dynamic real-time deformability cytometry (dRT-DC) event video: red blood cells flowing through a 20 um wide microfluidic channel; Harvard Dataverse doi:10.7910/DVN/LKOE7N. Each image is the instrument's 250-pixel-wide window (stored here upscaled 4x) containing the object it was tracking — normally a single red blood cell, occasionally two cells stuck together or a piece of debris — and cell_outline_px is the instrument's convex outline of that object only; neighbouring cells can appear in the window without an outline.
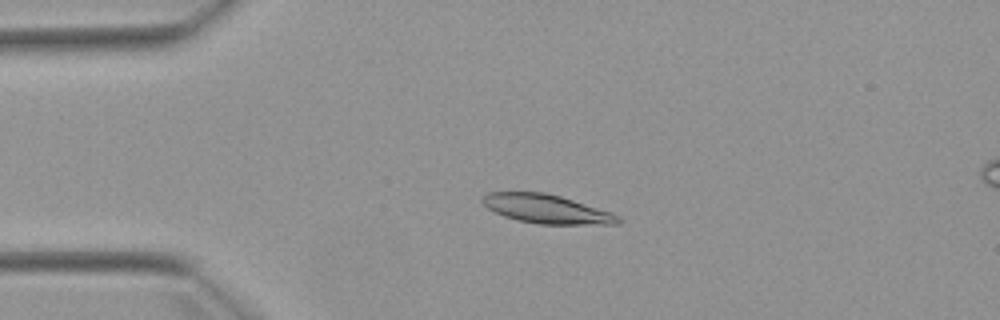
{"species": "Egyptian fruit bat (a non-hibernating species)", "species_latin": "Rousettus aegyptiacus", "temperature_condition": "warm", "stored_images_in_passage": 5, "camera_frame_rate_fps": 3000, "um_per_image_px": 0.085, "animal": {"sex": "female"}, "frame": {"image": 1, "passage_image": 3, "time_ms": 3.333, "image_size_px": [1000, 320], "cell_outline_px": [[620, 224], [540, 224], [516, 220], [504, 216], [488, 208], [480, 200], [488, 192], [544, 192], [560, 196], [612, 212], [620, 216]], "centroid_in_image_um": [46.47, 17.76], "position_along_channel_um": 38.5, "area_um2": 22.72}}